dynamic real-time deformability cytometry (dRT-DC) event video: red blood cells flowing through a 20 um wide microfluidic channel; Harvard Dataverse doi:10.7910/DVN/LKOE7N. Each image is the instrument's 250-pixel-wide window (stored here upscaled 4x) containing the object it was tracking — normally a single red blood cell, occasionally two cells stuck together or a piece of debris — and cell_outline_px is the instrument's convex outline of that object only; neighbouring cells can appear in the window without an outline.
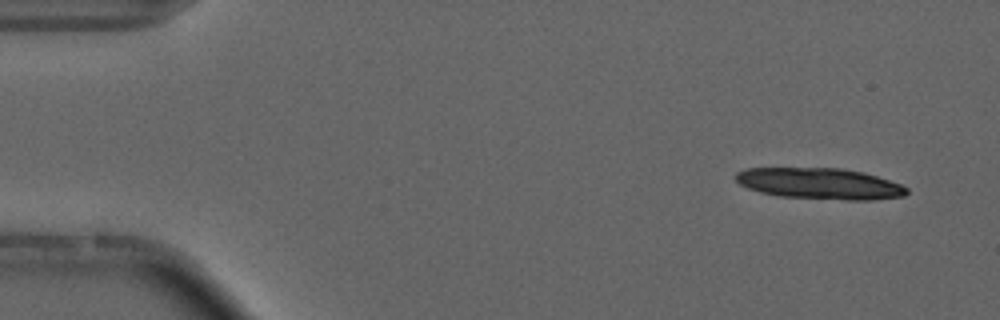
{"species": "common noctule bat (a hibernating species)", "species_latin": "Nyctalus noctula", "temperature_condition": "cold", "stored_images_in_passage": 14, "camera_frame_rate_fps": 3000, "um_per_image_px": 0.085, "animal": {"sex": "male", "forearm_length_mm": 52.5}, "frame": {"image": 1, "passage_image": 1, "time_ms": 0.0, "image_size_px": [1000, 320], "cell_outline_px": [[908, 192], [904, 196], [872, 200], [848, 200], [780, 196], [760, 192], [748, 188], [740, 184], [736, 180], [736, 172], [744, 168], [840, 168], [864, 172], [900, 184], [908, 188]], "centroid_in_image_um": [69.68, 15.6], "position_along_channel_um": 15.3, "area_um2": 30.98}}